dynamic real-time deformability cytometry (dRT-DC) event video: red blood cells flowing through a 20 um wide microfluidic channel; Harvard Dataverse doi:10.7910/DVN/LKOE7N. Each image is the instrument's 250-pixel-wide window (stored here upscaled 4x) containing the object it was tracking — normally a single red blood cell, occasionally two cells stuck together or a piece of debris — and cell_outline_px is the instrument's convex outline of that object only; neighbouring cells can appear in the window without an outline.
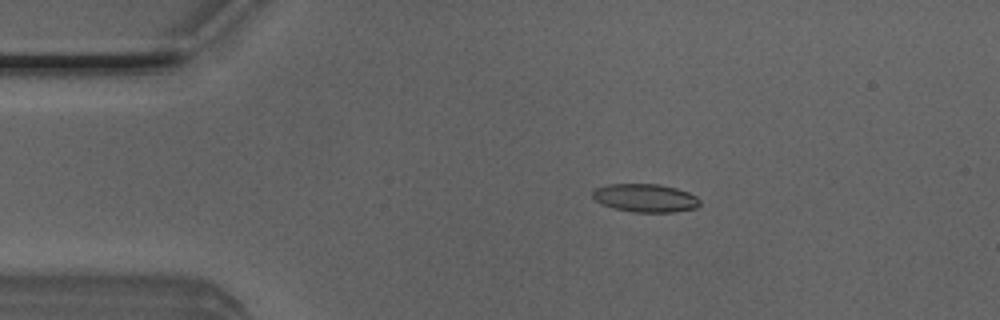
{"species": "Egyptian fruit bat (a non-hibernating species)", "species_latin": "Rousettus aegyptiacus", "temperature_condition": "room temperature", "stored_images_in_passage": 17, "camera_frame_rate_fps": 3000, "um_per_image_px": 0.085, "animal": {"sex": "male"}, "frame": {"image": 1, "passage_image": 10, "time_ms": 3.0, "image_size_px": [1000, 320], "cell_outline_px": [[700, 204], [696, 208], [672, 212], [632, 212], [616, 208], [604, 204], [596, 200], [592, 196], [592, 192], [596, 188], [608, 184], [660, 184], [676, 188], [688, 192], [696, 196], [700, 200]], "centroid_in_image_um": [54.88, 16.82], "position_along_channel_um": 30.1, "area_um2": 17.51}}
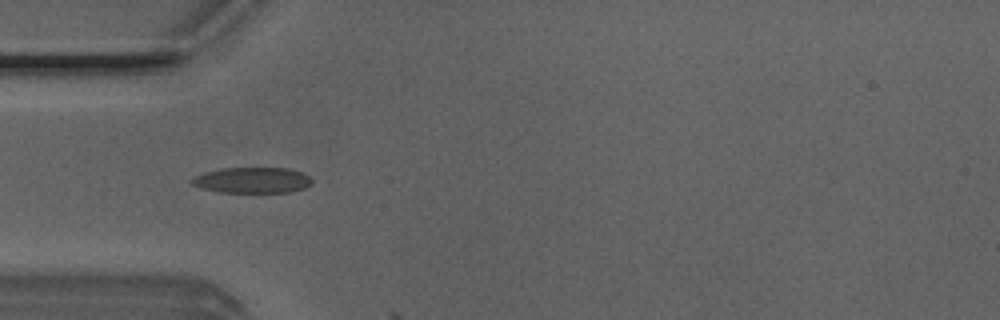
{"frame": {"image": 2, "passage_image": 16, "time_ms": 5.0, "image_size_px": [1000, 320], "cell_outline_px": [[312, 184], [304, 188], [292, 192], [220, 192], [200, 188], [192, 184], [188, 180], [204, 172], [224, 168], [288, 168], [304, 172], [312, 180]], "centroid_in_image_um": [21.46, 15.31], "position_along_channel_um": 63.5, "area_um2": 18.15}}